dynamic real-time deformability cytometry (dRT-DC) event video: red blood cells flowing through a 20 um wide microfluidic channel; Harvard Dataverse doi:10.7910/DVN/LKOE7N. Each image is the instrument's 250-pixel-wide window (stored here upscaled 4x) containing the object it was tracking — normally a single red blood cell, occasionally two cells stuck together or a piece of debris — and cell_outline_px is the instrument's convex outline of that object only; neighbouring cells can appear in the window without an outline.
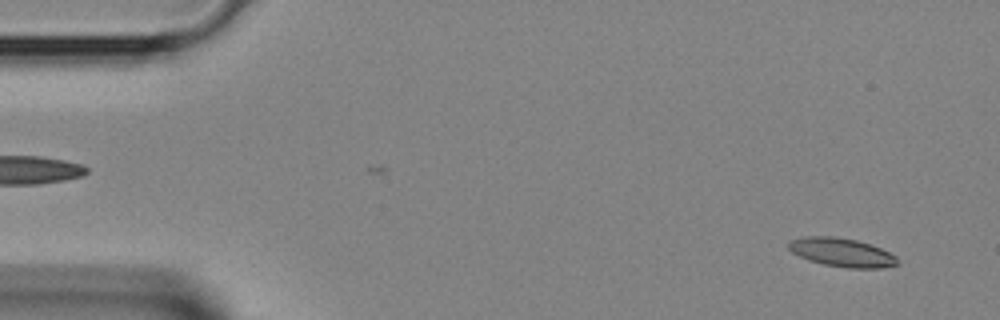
{"species": "Egyptian fruit bat (a non-hibernating species)", "species_latin": "Rousettus aegyptiacus", "temperature_condition": "room temperature", "stored_images_in_passage": 3, "camera_frame_rate_fps": 3000, "um_per_image_px": 0.085, "animal": {"sex": "female"}, "frame": {"image": 1, "passage_image": 1, "time_ms": 0.0, "image_size_px": [1000, 320], "cell_outline_px": [[900, 264], [880, 268], [848, 268], [824, 264], [808, 260], [792, 252], [788, 248], [788, 240], [804, 236], [832, 236], [856, 240], [880, 248], [896, 256]], "centroid_in_image_um": [71.53, 21.45], "position_along_channel_um": 13.5, "area_um2": 18.15}}
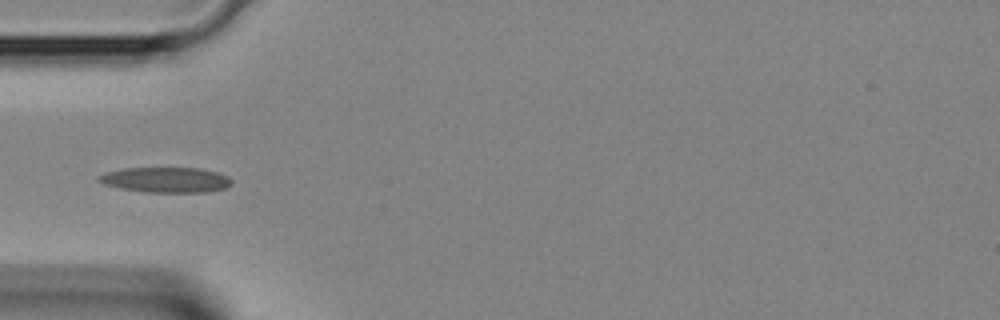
{"frame": {"image": 2, "passage_image": 3, "time_ms": 0.667, "image_size_px": [1000, 320], "cell_outline_px": [[232, 184], [224, 188], [208, 192], [144, 192], [120, 188], [104, 184], [96, 180], [96, 176], [108, 172], [124, 168], [200, 168], [216, 172], [228, 176], [232, 180]], "centroid_in_image_um": [14.09, 15.29], "position_along_channel_um": 70.9, "area_um2": 19.59}}